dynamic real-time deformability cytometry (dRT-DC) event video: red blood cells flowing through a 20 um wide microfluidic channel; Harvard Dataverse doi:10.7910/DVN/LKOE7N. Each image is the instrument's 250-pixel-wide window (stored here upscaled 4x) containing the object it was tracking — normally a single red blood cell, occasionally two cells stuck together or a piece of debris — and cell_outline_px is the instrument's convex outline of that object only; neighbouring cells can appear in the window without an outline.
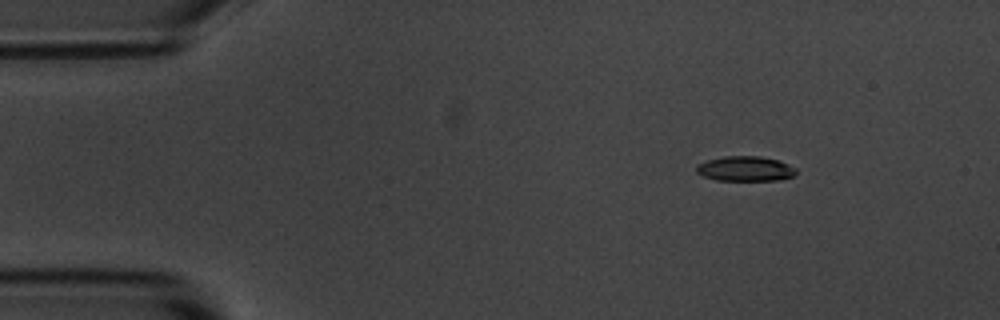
{"species": "common noctule bat (a hibernating species)", "species_latin": "Nyctalus noctula", "temperature_condition": "room temperature", "stored_images_in_passage": 5, "camera_frame_rate_fps": 3000, "um_per_image_px": 0.085, "animal": {"sex": "male", "body_mass_g": 20.1, "forearm_length_mm": 53.5}, "frame": {"image": 1, "passage_image": 3, "time_ms": 2.0, "image_size_px": [1000, 320], "cell_outline_px": [[796, 176], [780, 180], [716, 180], [704, 176], [696, 172], [696, 164], [708, 160], [724, 156], [760, 156], [776, 160], [796, 168]], "centroid_in_image_um": [63.35, 14.34], "position_along_channel_um": 21.7, "area_um2": 14.45}}